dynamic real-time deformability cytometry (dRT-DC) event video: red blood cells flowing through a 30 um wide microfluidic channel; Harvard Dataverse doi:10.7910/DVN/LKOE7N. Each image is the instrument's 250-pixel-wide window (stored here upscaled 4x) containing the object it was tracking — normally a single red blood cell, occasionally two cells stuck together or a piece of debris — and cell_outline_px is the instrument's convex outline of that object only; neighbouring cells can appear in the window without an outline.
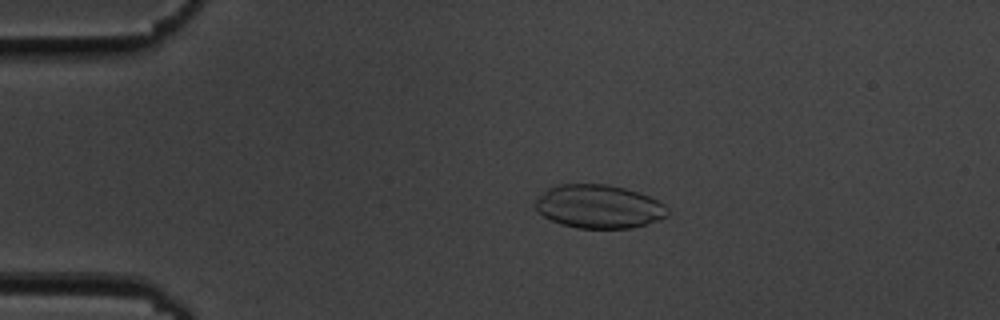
{"species": "common noctule bat (a hibernating species)", "species_latin": "Nyctalus noctula", "temperature_condition": "cold", "stored_images_in_passage": 40, "camera_frame_rate_fps": 3000, "um_per_image_px": 0.085, "animal": {"sex": "male", "body_mass_g": 19.5, "forearm_length_mm": 54.6}, "frame": {"image": 1, "passage_image": 12, "time_ms": 3.667, "image_size_px": [1000, 320], "cell_outline_px": [[668, 216], [632, 228], [576, 228], [560, 224], [544, 216], [536, 208], [536, 200], [548, 188], [560, 184], [608, 184], [640, 192], [664, 204], [668, 208]], "centroid_in_image_um": [50.91, 17.55], "position_along_channel_um": 34.1, "area_um2": 33.29}}
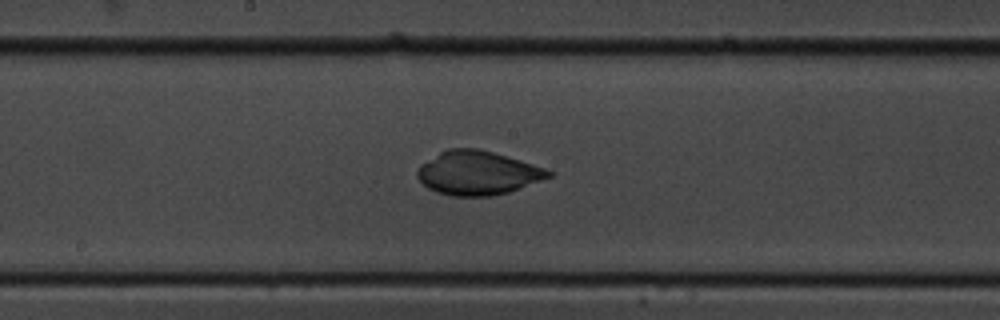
{"frame": {"image": 2, "passage_image": 30, "time_ms": 9.667, "image_size_px": [1000, 320], "cell_outline_px": [[552, 176], [520, 188], [508, 192], [492, 196], [452, 196], [436, 192], [428, 188], [416, 176], [416, 172], [420, 164], [440, 152], [448, 148], [480, 148], [532, 164], [544, 168], [552, 172]], "centroid_in_image_um": [40.56, 14.7], "position_along_channel_um": 207.6, "area_um2": 33.41}}
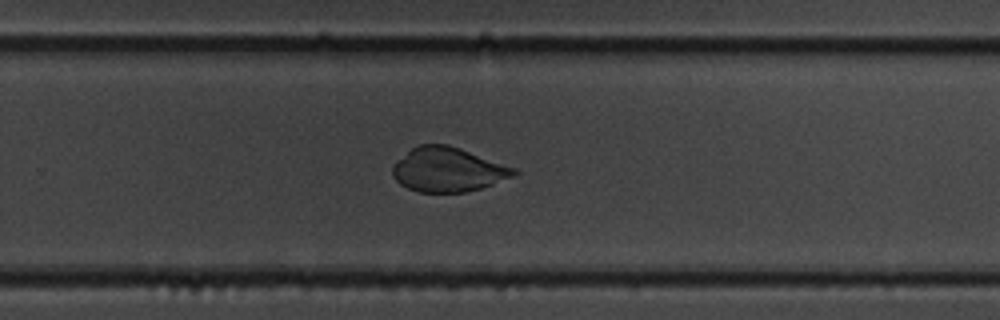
{"frame": {"image": 3, "passage_image": 37, "time_ms": 12.0, "image_size_px": [1000, 320], "cell_outline_px": [[520, 172], [512, 176], [492, 184], [480, 188], [464, 192], [420, 192], [408, 188], [400, 184], [392, 176], [392, 164], [396, 160], [412, 148], [420, 144], [448, 144], [460, 148], [516, 168]], "centroid_in_image_um": [38.04, 14.41], "position_along_channel_um": 291.8, "area_um2": 31.27}}